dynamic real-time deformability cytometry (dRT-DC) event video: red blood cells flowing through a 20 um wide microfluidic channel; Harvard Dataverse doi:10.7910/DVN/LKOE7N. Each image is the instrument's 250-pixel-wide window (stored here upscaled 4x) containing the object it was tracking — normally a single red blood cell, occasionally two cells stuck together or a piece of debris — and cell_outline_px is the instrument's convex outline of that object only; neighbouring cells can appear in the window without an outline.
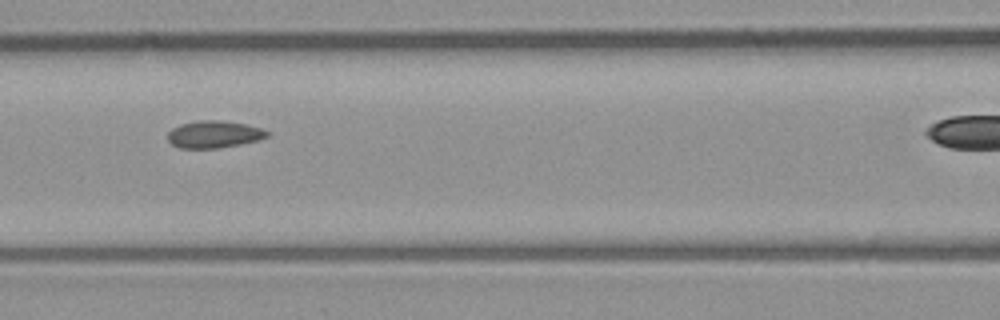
{"species": "common noctule bat (a hibernating species)", "species_latin": "Nyctalus noctula", "temperature_condition": "room temperature", "stored_images_in_passage": 8, "camera_frame_rate_fps": 3000, "um_per_image_px": 0.085, "animal": {"sex": "male", "body_mass_g": 23.1, "forearm_length_mm": 52.7}, "frame": {"image": 1, "passage_image": 6, "time_ms": 5.667, "image_size_px": [1000, 320], "cell_outline_px": [[268, 136], [256, 140], [240, 144], [216, 148], [180, 148], [172, 144], [168, 140], [168, 132], [172, 128], [180, 124], [196, 120], [220, 120], [244, 124], [260, 128], [268, 132]], "centroid_in_image_um": [18.13, 11.41], "position_along_channel_um": 148.5, "area_um2": 15.55}}
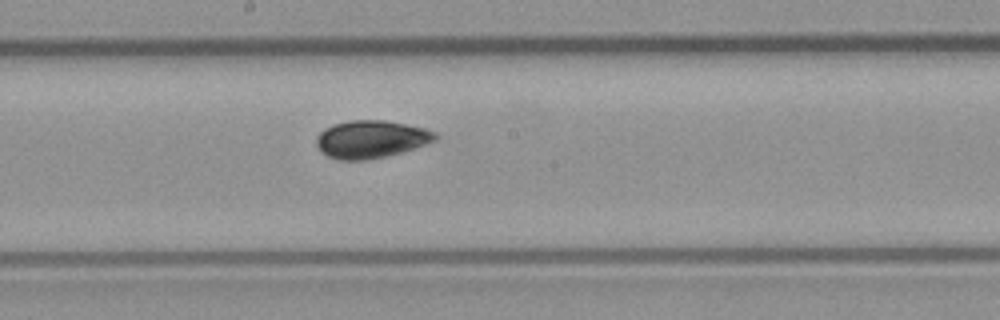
{"frame": {"image": 2, "passage_image": 8, "time_ms": 9.0, "image_size_px": [1000, 320], "cell_outline_px": [[440, 136], [436, 140], [400, 152], [384, 156], [364, 160], [340, 160], [328, 156], [316, 144], [316, 136], [324, 128], [332, 124], [352, 120], [384, 120], [424, 128], [436, 132]], "centroid_in_image_um": [31.52, 11.82], "position_along_channel_um": 216.7, "area_um2": 25.78}}